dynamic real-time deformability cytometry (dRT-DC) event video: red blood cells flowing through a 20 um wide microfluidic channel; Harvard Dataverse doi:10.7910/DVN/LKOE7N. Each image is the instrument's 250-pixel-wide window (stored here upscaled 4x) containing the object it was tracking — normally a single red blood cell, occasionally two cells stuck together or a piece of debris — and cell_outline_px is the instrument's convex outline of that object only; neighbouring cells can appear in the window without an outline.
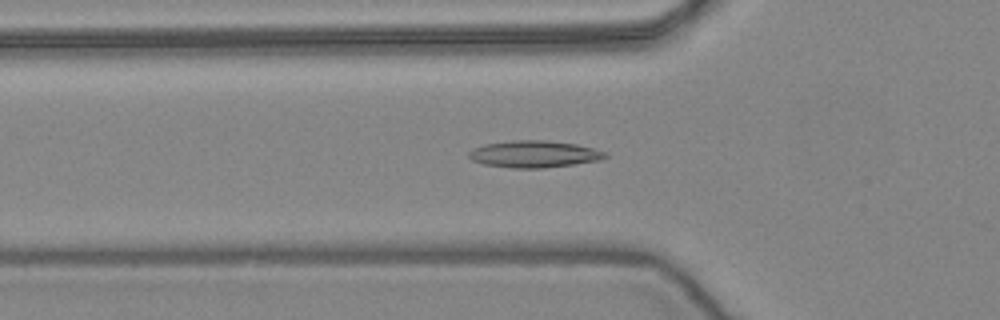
{"species": "common noctule bat (a hibernating species)", "species_latin": "Nyctalus noctula", "temperature_condition": "warm", "stored_images_in_passage": 38, "camera_frame_rate_fps": 3000, "um_per_image_px": 0.085, "animal": {"sex": "female", "body_mass_g": 24.6, "forearm_length_mm": 56.2}, "frame": {"image": 1, "passage_image": 12, "time_ms": 3.667, "image_size_px": [1000, 320], "cell_outline_px": [[608, 156], [600, 160], [544, 168], [512, 168], [484, 164], [472, 160], [468, 156], [468, 152], [472, 148], [484, 144], [512, 140], [544, 140], [576, 144], [608, 152]], "centroid_in_image_um": [45.38, 13.09], "position_along_channel_um": 80.4, "area_um2": 21.39}}
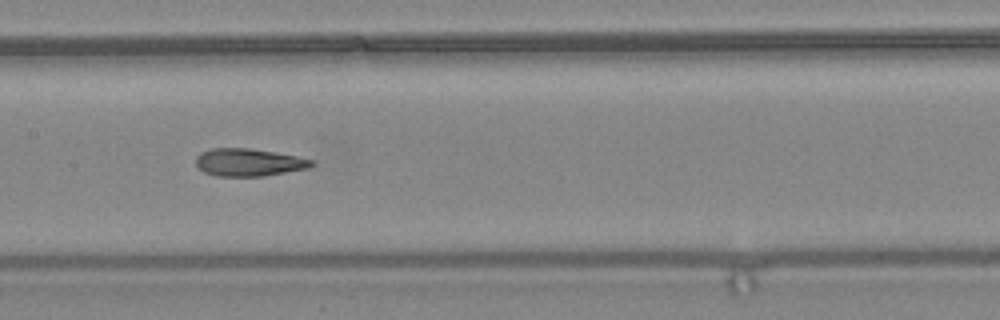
{"frame": {"image": 2, "passage_image": 20, "time_ms": 6.333, "image_size_px": [1000, 320], "cell_outline_px": [[316, 164], [308, 168], [264, 176], [216, 176], [204, 172], [196, 164], [196, 156], [200, 152], [212, 148], [248, 148], [296, 156], [316, 160]], "centroid_in_image_um": [21.15, 13.8], "position_along_channel_um": 186.2, "area_um2": 18.61}}
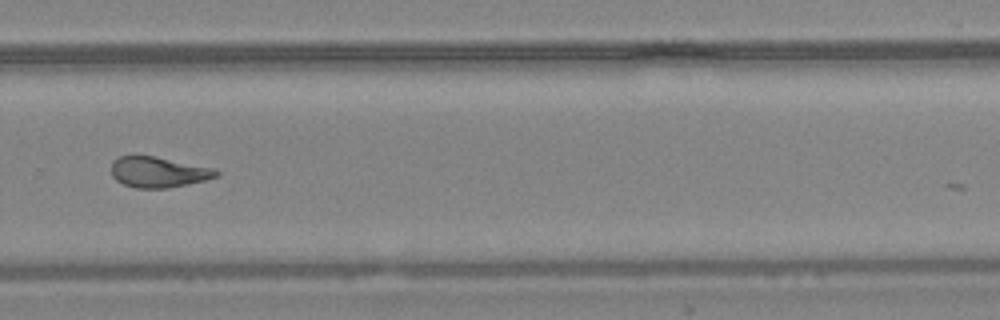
{"frame": {"image": 3, "passage_image": 30, "time_ms": 9.667, "image_size_px": [1000, 320], "cell_outline_px": [[220, 176], [188, 184], [168, 188], [136, 188], [124, 184], [116, 180], [112, 176], [112, 160], [120, 156], [132, 152], [136, 152], [216, 168], [220, 172]], "centroid_in_image_um": [13.45, 14.58], "position_along_channel_um": 316.4, "area_um2": 19.48}, "authors_computed_cell_mechanics": {"area_um2": 19.1607, "velocity_mm_per_s": 3.9335, "shape_relaxation_time_tau1_ms": null, "shape_relaxation_time_tau2_ms": 2.1024, "deformation_change_tau1": null, "deformation_change_tau2": 0.0978}}